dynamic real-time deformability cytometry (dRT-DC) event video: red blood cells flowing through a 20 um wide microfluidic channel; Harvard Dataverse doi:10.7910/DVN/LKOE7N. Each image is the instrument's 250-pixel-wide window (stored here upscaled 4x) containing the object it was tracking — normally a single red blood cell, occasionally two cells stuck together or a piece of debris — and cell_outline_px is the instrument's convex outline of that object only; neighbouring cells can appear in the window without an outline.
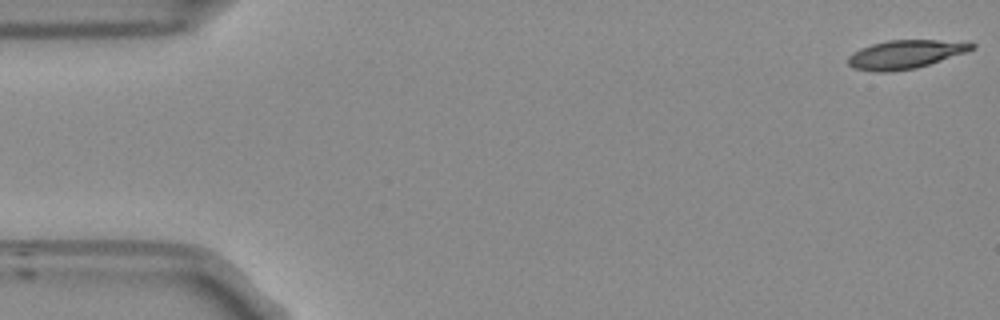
{"species": "Egyptian fruit bat (a non-hibernating species)", "species_latin": "Rousettus aegyptiacus", "temperature_condition": "room temperature", "stored_images_in_passage": 10, "camera_frame_rate_fps": 3000, "um_per_image_px": 0.085, "frame": {"image": 1, "passage_image": 1, "time_ms": 0.0, "image_size_px": [1000, 320], "cell_outline_px": [[976, 48], [916, 68], [888, 72], [880, 72], [852, 68], [848, 64], [848, 56], [852, 52], [860, 48], [872, 44], [888, 40], [936, 40], [976, 44]], "centroid_in_image_um": [76.87, 4.62], "position_along_channel_um": 8.1, "area_um2": 20.23}}